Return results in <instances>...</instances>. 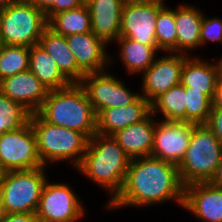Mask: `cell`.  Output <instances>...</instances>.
<instances>
[{
    "mask_svg": "<svg viewBox=\"0 0 222 222\" xmlns=\"http://www.w3.org/2000/svg\"><path fill=\"white\" fill-rule=\"evenodd\" d=\"M212 108H222V79L219 78L216 84Z\"/></svg>",
    "mask_w": 222,
    "mask_h": 222,
    "instance_id": "cell-35",
    "label": "cell"
},
{
    "mask_svg": "<svg viewBox=\"0 0 222 222\" xmlns=\"http://www.w3.org/2000/svg\"><path fill=\"white\" fill-rule=\"evenodd\" d=\"M30 47L3 45L0 52V81L29 70Z\"/></svg>",
    "mask_w": 222,
    "mask_h": 222,
    "instance_id": "cell-27",
    "label": "cell"
},
{
    "mask_svg": "<svg viewBox=\"0 0 222 222\" xmlns=\"http://www.w3.org/2000/svg\"><path fill=\"white\" fill-rule=\"evenodd\" d=\"M37 113L46 122L79 131L88 139L96 134V114L79 83L49 91Z\"/></svg>",
    "mask_w": 222,
    "mask_h": 222,
    "instance_id": "cell-3",
    "label": "cell"
},
{
    "mask_svg": "<svg viewBox=\"0 0 222 222\" xmlns=\"http://www.w3.org/2000/svg\"><path fill=\"white\" fill-rule=\"evenodd\" d=\"M18 1H22V2H33L34 0H18Z\"/></svg>",
    "mask_w": 222,
    "mask_h": 222,
    "instance_id": "cell-42",
    "label": "cell"
},
{
    "mask_svg": "<svg viewBox=\"0 0 222 222\" xmlns=\"http://www.w3.org/2000/svg\"><path fill=\"white\" fill-rule=\"evenodd\" d=\"M151 113V103L140 94L127 106L102 110L96 116V133L112 136L132 124L143 121Z\"/></svg>",
    "mask_w": 222,
    "mask_h": 222,
    "instance_id": "cell-17",
    "label": "cell"
},
{
    "mask_svg": "<svg viewBox=\"0 0 222 222\" xmlns=\"http://www.w3.org/2000/svg\"><path fill=\"white\" fill-rule=\"evenodd\" d=\"M31 113L0 91V135L25 126Z\"/></svg>",
    "mask_w": 222,
    "mask_h": 222,
    "instance_id": "cell-28",
    "label": "cell"
},
{
    "mask_svg": "<svg viewBox=\"0 0 222 222\" xmlns=\"http://www.w3.org/2000/svg\"><path fill=\"white\" fill-rule=\"evenodd\" d=\"M32 3L45 13L47 20L54 14L84 5L82 0H34Z\"/></svg>",
    "mask_w": 222,
    "mask_h": 222,
    "instance_id": "cell-31",
    "label": "cell"
},
{
    "mask_svg": "<svg viewBox=\"0 0 222 222\" xmlns=\"http://www.w3.org/2000/svg\"><path fill=\"white\" fill-rule=\"evenodd\" d=\"M1 222H39L36 213H10L4 214Z\"/></svg>",
    "mask_w": 222,
    "mask_h": 222,
    "instance_id": "cell-34",
    "label": "cell"
},
{
    "mask_svg": "<svg viewBox=\"0 0 222 222\" xmlns=\"http://www.w3.org/2000/svg\"><path fill=\"white\" fill-rule=\"evenodd\" d=\"M84 4H87L90 0H82Z\"/></svg>",
    "mask_w": 222,
    "mask_h": 222,
    "instance_id": "cell-43",
    "label": "cell"
},
{
    "mask_svg": "<svg viewBox=\"0 0 222 222\" xmlns=\"http://www.w3.org/2000/svg\"><path fill=\"white\" fill-rule=\"evenodd\" d=\"M203 15L200 30V41L201 46L206 42H220L222 44V19L217 18H206Z\"/></svg>",
    "mask_w": 222,
    "mask_h": 222,
    "instance_id": "cell-32",
    "label": "cell"
},
{
    "mask_svg": "<svg viewBox=\"0 0 222 222\" xmlns=\"http://www.w3.org/2000/svg\"><path fill=\"white\" fill-rule=\"evenodd\" d=\"M209 183L216 187L222 188V158Z\"/></svg>",
    "mask_w": 222,
    "mask_h": 222,
    "instance_id": "cell-36",
    "label": "cell"
},
{
    "mask_svg": "<svg viewBox=\"0 0 222 222\" xmlns=\"http://www.w3.org/2000/svg\"><path fill=\"white\" fill-rule=\"evenodd\" d=\"M2 46H3V43H2V41L0 40V52H1Z\"/></svg>",
    "mask_w": 222,
    "mask_h": 222,
    "instance_id": "cell-44",
    "label": "cell"
},
{
    "mask_svg": "<svg viewBox=\"0 0 222 222\" xmlns=\"http://www.w3.org/2000/svg\"><path fill=\"white\" fill-rule=\"evenodd\" d=\"M0 163L6 172L44 167L30 121L18 130L0 135Z\"/></svg>",
    "mask_w": 222,
    "mask_h": 222,
    "instance_id": "cell-8",
    "label": "cell"
},
{
    "mask_svg": "<svg viewBox=\"0 0 222 222\" xmlns=\"http://www.w3.org/2000/svg\"><path fill=\"white\" fill-rule=\"evenodd\" d=\"M220 78L222 79V58L219 59Z\"/></svg>",
    "mask_w": 222,
    "mask_h": 222,
    "instance_id": "cell-41",
    "label": "cell"
},
{
    "mask_svg": "<svg viewBox=\"0 0 222 222\" xmlns=\"http://www.w3.org/2000/svg\"><path fill=\"white\" fill-rule=\"evenodd\" d=\"M219 78L218 61L210 64L196 56H189L183 65L180 83L191 90L202 91L212 101Z\"/></svg>",
    "mask_w": 222,
    "mask_h": 222,
    "instance_id": "cell-20",
    "label": "cell"
},
{
    "mask_svg": "<svg viewBox=\"0 0 222 222\" xmlns=\"http://www.w3.org/2000/svg\"><path fill=\"white\" fill-rule=\"evenodd\" d=\"M83 202L64 183H52L48 179L42 189L36 210L39 221L77 222L84 213Z\"/></svg>",
    "mask_w": 222,
    "mask_h": 222,
    "instance_id": "cell-9",
    "label": "cell"
},
{
    "mask_svg": "<svg viewBox=\"0 0 222 222\" xmlns=\"http://www.w3.org/2000/svg\"><path fill=\"white\" fill-rule=\"evenodd\" d=\"M66 41L78 67L85 74L104 72L108 62L113 61L105 50L107 44L92 31L68 35Z\"/></svg>",
    "mask_w": 222,
    "mask_h": 222,
    "instance_id": "cell-16",
    "label": "cell"
},
{
    "mask_svg": "<svg viewBox=\"0 0 222 222\" xmlns=\"http://www.w3.org/2000/svg\"><path fill=\"white\" fill-rule=\"evenodd\" d=\"M151 113L143 121L132 124L113 134V138L130 159L150 156L152 153L155 123Z\"/></svg>",
    "mask_w": 222,
    "mask_h": 222,
    "instance_id": "cell-19",
    "label": "cell"
},
{
    "mask_svg": "<svg viewBox=\"0 0 222 222\" xmlns=\"http://www.w3.org/2000/svg\"><path fill=\"white\" fill-rule=\"evenodd\" d=\"M4 210H3V204H2V199H1V196H0V222L3 220V217H4Z\"/></svg>",
    "mask_w": 222,
    "mask_h": 222,
    "instance_id": "cell-38",
    "label": "cell"
},
{
    "mask_svg": "<svg viewBox=\"0 0 222 222\" xmlns=\"http://www.w3.org/2000/svg\"><path fill=\"white\" fill-rule=\"evenodd\" d=\"M188 54L171 53L165 57H159L142 74V96L152 103L162 93L180 84L181 72Z\"/></svg>",
    "mask_w": 222,
    "mask_h": 222,
    "instance_id": "cell-12",
    "label": "cell"
},
{
    "mask_svg": "<svg viewBox=\"0 0 222 222\" xmlns=\"http://www.w3.org/2000/svg\"><path fill=\"white\" fill-rule=\"evenodd\" d=\"M39 44L56 62L59 70L71 83H80L86 75L77 65L74 54L69 48L66 37L46 28Z\"/></svg>",
    "mask_w": 222,
    "mask_h": 222,
    "instance_id": "cell-22",
    "label": "cell"
},
{
    "mask_svg": "<svg viewBox=\"0 0 222 222\" xmlns=\"http://www.w3.org/2000/svg\"><path fill=\"white\" fill-rule=\"evenodd\" d=\"M195 125L183 121H156L150 156L178 166L184 158Z\"/></svg>",
    "mask_w": 222,
    "mask_h": 222,
    "instance_id": "cell-11",
    "label": "cell"
},
{
    "mask_svg": "<svg viewBox=\"0 0 222 222\" xmlns=\"http://www.w3.org/2000/svg\"><path fill=\"white\" fill-rule=\"evenodd\" d=\"M48 28L53 32L68 36L91 32L90 12L86 4L52 15L48 19Z\"/></svg>",
    "mask_w": 222,
    "mask_h": 222,
    "instance_id": "cell-25",
    "label": "cell"
},
{
    "mask_svg": "<svg viewBox=\"0 0 222 222\" xmlns=\"http://www.w3.org/2000/svg\"><path fill=\"white\" fill-rule=\"evenodd\" d=\"M12 1H14V0H0V9L5 7L9 3H11Z\"/></svg>",
    "mask_w": 222,
    "mask_h": 222,
    "instance_id": "cell-39",
    "label": "cell"
},
{
    "mask_svg": "<svg viewBox=\"0 0 222 222\" xmlns=\"http://www.w3.org/2000/svg\"><path fill=\"white\" fill-rule=\"evenodd\" d=\"M47 167L7 171L0 181V196L5 214L36 213Z\"/></svg>",
    "mask_w": 222,
    "mask_h": 222,
    "instance_id": "cell-7",
    "label": "cell"
},
{
    "mask_svg": "<svg viewBox=\"0 0 222 222\" xmlns=\"http://www.w3.org/2000/svg\"><path fill=\"white\" fill-rule=\"evenodd\" d=\"M185 122L196 125L206 124L211 113L212 101L202 91L185 87Z\"/></svg>",
    "mask_w": 222,
    "mask_h": 222,
    "instance_id": "cell-30",
    "label": "cell"
},
{
    "mask_svg": "<svg viewBox=\"0 0 222 222\" xmlns=\"http://www.w3.org/2000/svg\"><path fill=\"white\" fill-rule=\"evenodd\" d=\"M79 84L86 91L96 116L106 108L127 106L140 95L138 91L131 92L124 82L106 71L88 73Z\"/></svg>",
    "mask_w": 222,
    "mask_h": 222,
    "instance_id": "cell-10",
    "label": "cell"
},
{
    "mask_svg": "<svg viewBox=\"0 0 222 222\" xmlns=\"http://www.w3.org/2000/svg\"><path fill=\"white\" fill-rule=\"evenodd\" d=\"M184 208L203 222H222V188L209 182L185 186Z\"/></svg>",
    "mask_w": 222,
    "mask_h": 222,
    "instance_id": "cell-14",
    "label": "cell"
},
{
    "mask_svg": "<svg viewBox=\"0 0 222 222\" xmlns=\"http://www.w3.org/2000/svg\"><path fill=\"white\" fill-rule=\"evenodd\" d=\"M91 31L106 44L120 37L123 4L121 0H90Z\"/></svg>",
    "mask_w": 222,
    "mask_h": 222,
    "instance_id": "cell-18",
    "label": "cell"
},
{
    "mask_svg": "<svg viewBox=\"0 0 222 222\" xmlns=\"http://www.w3.org/2000/svg\"><path fill=\"white\" fill-rule=\"evenodd\" d=\"M119 56L125 69L130 74L144 73L153 63L158 46H148L127 37H119Z\"/></svg>",
    "mask_w": 222,
    "mask_h": 222,
    "instance_id": "cell-24",
    "label": "cell"
},
{
    "mask_svg": "<svg viewBox=\"0 0 222 222\" xmlns=\"http://www.w3.org/2000/svg\"><path fill=\"white\" fill-rule=\"evenodd\" d=\"M185 86L181 83L173 86L167 92L162 93L152 103V113L159 111L163 114L162 121H183L185 122L186 108Z\"/></svg>",
    "mask_w": 222,
    "mask_h": 222,
    "instance_id": "cell-26",
    "label": "cell"
},
{
    "mask_svg": "<svg viewBox=\"0 0 222 222\" xmlns=\"http://www.w3.org/2000/svg\"><path fill=\"white\" fill-rule=\"evenodd\" d=\"M131 159L113 136L94 134L77 170L111 192L108 204L121 192Z\"/></svg>",
    "mask_w": 222,
    "mask_h": 222,
    "instance_id": "cell-2",
    "label": "cell"
},
{
    "mask_svg": "<svg viewBox=\"0 0 222 222\" xmlns=\"http://www.w3.org/2000/svg\"><path fill=\"white\" fill-rule=\"evenodd\" d=\"M202 19L203 13L192 5L181 4L175 9L176 48L171 53L185 55L188 50L201 47Z\"/></svg>",
    "mask_w": 222,
    "mask_h": 222,
    "instance_id": "cell-21",
    "label": "cell"
},
{
    "mask_svg": "<svg viewBox=\"0 0 222 222\" xmlns=\"http://www.w3.org/2000/svg\"><path fill=\"white\" fill-rule=\"evenodd\" d=\"M184 204V186L178 167L147 156L131 159L121 192L105 208L144 207L165 201Z\"/></svg>",
    "mask_w": 222,
    "mask_h": 222,
    "instance_id": "cell-1",
    "label": "cell"
},
{
    "mask_svg": "<svg viewBox=\"0 0 222 222\" xmlns=\"http://www.w3.org/2000/svg\"><path fill=\"white\" fill-rule=\"evenodd\" d=\"M206 125L222 143V108H212Z\"/></svg>",
    "mask_w": 222,
    "mask_h": 222,
    "instance_id": "cell-33",
    "label": "cell"
},
{
    "mask_svg": "<svg viewBox=\"0 0 222 222\" xmlns=\"http://www.w3.org/2000/svg\"><path fill=\"white\" fill-rule=\"evenodd\" d=\"M164 3L123 6L120 37H127L148 46H157L156 18Z\"/></svg>",
    "mask_w": 222,
    "mask_h": 222,
    "instance_id": "cell-13",
    "label": "cell"
},
{
    "mask_svg": "<svg viewBox=\"0 0 222 222\" xmlns=\"http://www.w3.org/2000/svg\"><path fill=\"white\" fill-rule=\"evenodd\" d=\"M47 22L33 3L14 0L0 9V40L3 45L32 47L39 43Z\"/></svg>",
    "mask_w": 222,
    "mask_h": 222,
    "instance_id": "cell-6",
    "label": "cell"
},
{
    "mask_svg": "<svg viewBox=\"0 0 222 222\" xmlns=\"http://www.w3.org/2000/svg\"><path fill=\"white\" fill-rule=\"evenodd\" d=\"M5 173H6V171L4 170V168L2 167V165L0 163V181L3 179Z\"/></svg>",
    "mask_w": 222,
    "mask_h": 222,
    "instance_id": "cell-40",
    "label": "cell"
},
{
    "mask_svg": "<svg viewBox=\"0 0 222 222\" xmlns=\"http://www.w3.org/2000/svg\"><path fill=\"white\" fill-rule=\"evenodd\" d=\"M221 158V141L206 124L195 125L184 158L177 166L182 185L209 182Z\"/></svg>",
    "mask_w": 222,
    "mask_h": 222,
    "instance_id": "cell-5",
    "label": "cell"
},
{
    "mask_svg": "<svg viewBox=\"0 0 222 222\" xmlns=\"http://www.w3.org/2000/svg\"><path fill=\"white\" fill-rule=\"evenodd\" d=\"M123 6L126 5H136V4H153V3H163L164 0H121Z\"/></svg>",
    "mask_w": 222,
    "mask_h": 222,
    "instance_id": "cell-37",
    "label": "cell"
},
{
    "mask_svg": "<svg viewBox=\"0 0 222 222\" xmlns=\"http://www.w3.org/2000/svg\"><path fill=\"white\" fill-rule=\"evenodd\" d=\"M155 34L160 51H164L167 54L176 48L175 10L164 6L158 12Z\"/></svg>",
    "mask_w": 222,
    "mask_h": 222,
    "instance_id": "cell-29",
    "label": "cell"
},
{
    "mask_svg": "<svg viewBox=\"0 0 222 222\" xmlns=\"http://www.w3.org/2000/svg\"><path fill=\"white\" fill-rule=\"evenodd\" d=\"M42 164L68 160L77 168L86 152L88 138L81 132L46 122L38 113L30 115Z\"/></svg>",
    "mask_w": 222,
    "mask_h": 222,
    "instance_id": "cell-4",
    "label": "cell"
},
{
    "mask_svg": "<svg viewBox=\"0 0 222 222\" xmlns=\"http://www.w3.org/2000/svg\"><path fill=\"white\" fill-rule=\"evenodd\" d=\"M29 70L48 91L63 89L72 84L39 43L30 47Z\"/></svg>",
    "mask_w": 222,
    "mask_h": 222,
    "instance_id": "cell-23",
    "label": "cell"
},
{
    "mask_svg": "<svg viewBox=\"0 0 222 222\" xmlns=\"http://www.w3.org/2000/svg\"><path fill=\"white\" fill-rule=\"evenodd\" d=\"M0 91L31 114L40 110L49 92L30 70L1 80Z\"/></svg>",
    "mask_w": 222,
    "mask_h": 222,
    "instance_id": "cell-15",
    "label": "cell"
}]
</instances>
